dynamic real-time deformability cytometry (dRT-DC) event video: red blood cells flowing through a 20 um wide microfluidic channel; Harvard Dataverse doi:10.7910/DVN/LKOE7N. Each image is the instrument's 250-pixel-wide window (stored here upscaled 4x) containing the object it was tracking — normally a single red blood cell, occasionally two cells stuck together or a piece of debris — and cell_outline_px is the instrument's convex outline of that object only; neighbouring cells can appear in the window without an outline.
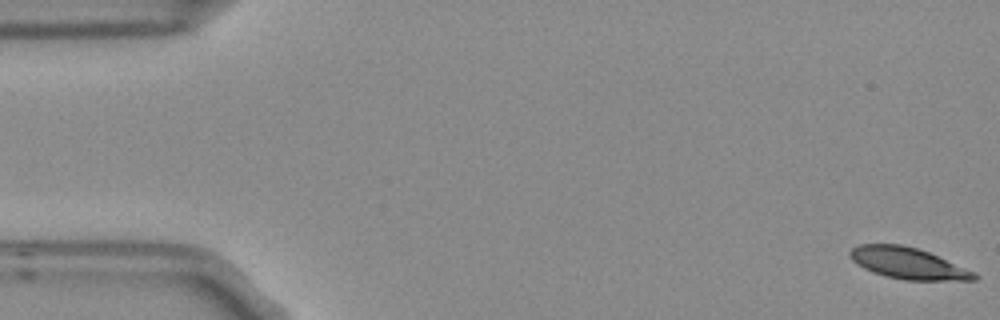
{"species": "Egyptian fruit bat (a non-hibernating species)", "species_latin": "Rousettus aegyptiacus", "temperature_condition": "room temperature", "stored_images_in_passage": 5, "camera_frame_rate_fps": 3000, "um_per_image_px": 0.085, "frame": {"image": 1, "passage_image": 1, "time_ms": 0.0, "image_size_px": [1000, 320], "cell_outline_px": [[980, 276], [976, 280], [904, 280], [888, 276], [864, 268], [852, 260], [848, 252], [852, 248], [860, 244], [900, 244], [916, 248], [928, 252], [976, 272]], "centroid_in_image_um": [77.21, 22.37], "position_along_channel_um": 7.8, "area_um2": 22.43}}
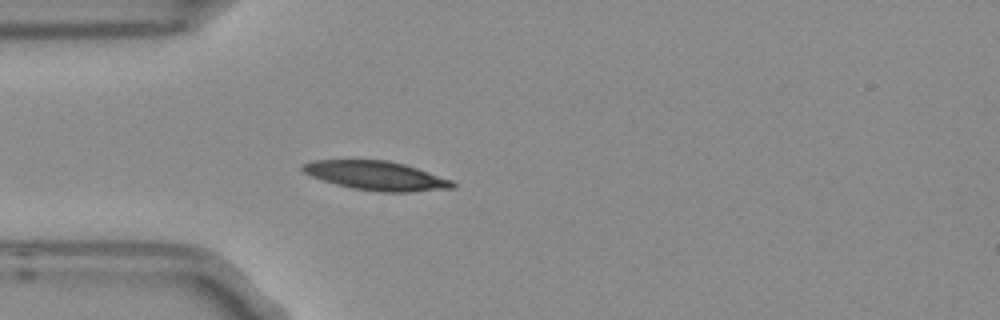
{"frame": {"image": 2, "passage_image": 5, "time_ms": 1.333, "image_size_px": [1000, 320], "cell_outline_px": [[456, 188], [412, 192], [380, 192], [352, 188], [336, 184], [312, 176], [304, 172], [300, 168], [300, 164], [312, 160], [388, 160], [404, 164], [452, 180], [456, 184]], "centroid_in_image_um": [31.98, 14.93], "position_along_channel_um": 53.0, "area_um2": 25.37}}